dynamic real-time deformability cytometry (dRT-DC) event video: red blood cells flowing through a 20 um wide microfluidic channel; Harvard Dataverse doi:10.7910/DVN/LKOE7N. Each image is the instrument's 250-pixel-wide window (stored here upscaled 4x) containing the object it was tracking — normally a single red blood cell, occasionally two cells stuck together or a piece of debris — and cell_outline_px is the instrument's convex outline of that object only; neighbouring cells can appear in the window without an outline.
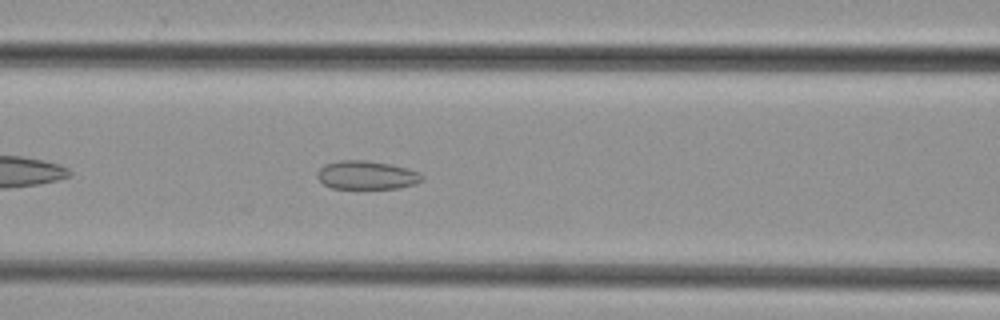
{"species": "common noctule bat (a hibernating species)", "species_latin": "Nyctalus noctula", "temperature_condition": "cold", "stored_images_in_passage": 36, "camera_frame_rate_fps": 3000, "um_per_image_px": 0.085, "animal": {"sex": "female", "body_mass_g": 29.2, "forearm_length_mm": 56.3}, "frame": {"image": 1, "passage_image": 8, "time_ms": 2.333, "image_size_px": [1000, 320], "cell_outline_px": [[424, 180], [416, 184], [400, 188], [332, 188], [324, 184], [316, 176], [316, 172], [324, 164], [340, 160], [364, 160], [388, 164], [408, 168], [420, 172], [424, 176]], "centroid_in_image_um": [31.19, 14.88], "position_along_channel_um": 135.4, "area_um2": 17.51}}
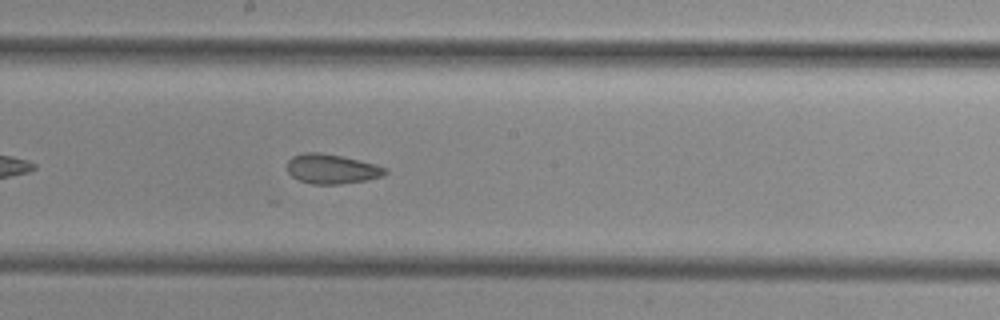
{"frame": {"image": 2, "passage_image": 14, "time_ms": 4.333, "image_size_px": [1000, 320], "cell_outline_px": [[388, 172], [384, 176], [368, 180], [340, 184], [312, 184], [300, 180], [292, 176], [288, 172], [288, 160], [292, 156], [304, 152], [320, 152], [340, 156], [376, 164], [388, 168]], "centroid_in_image_um": [28.23, 14.36], "position_along_channel_um": 220.0, "area_um2": 16.99}}
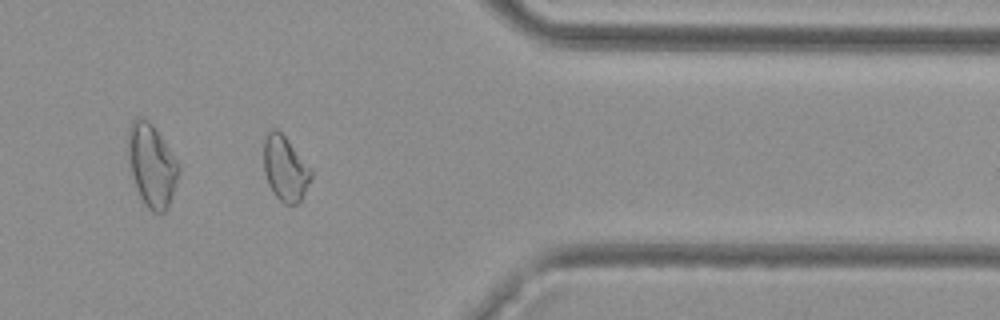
{"frame": {"image": 3, "passage_image": 27, "time_ms": 8.667, "image_size_px": [1000, 320], "cell_outline_px": [[312, 176], [300, 200], [296, 204], [284, 204], [272, 192], [268, 184], [264, 172], [264, 136], [272, 128], [276, 128], [284, 136], [312, 168]], "centroid_in_image_um": [24.23, 14.31], "position_along_channel_um": 387.2, "area_um2": 17.86}}